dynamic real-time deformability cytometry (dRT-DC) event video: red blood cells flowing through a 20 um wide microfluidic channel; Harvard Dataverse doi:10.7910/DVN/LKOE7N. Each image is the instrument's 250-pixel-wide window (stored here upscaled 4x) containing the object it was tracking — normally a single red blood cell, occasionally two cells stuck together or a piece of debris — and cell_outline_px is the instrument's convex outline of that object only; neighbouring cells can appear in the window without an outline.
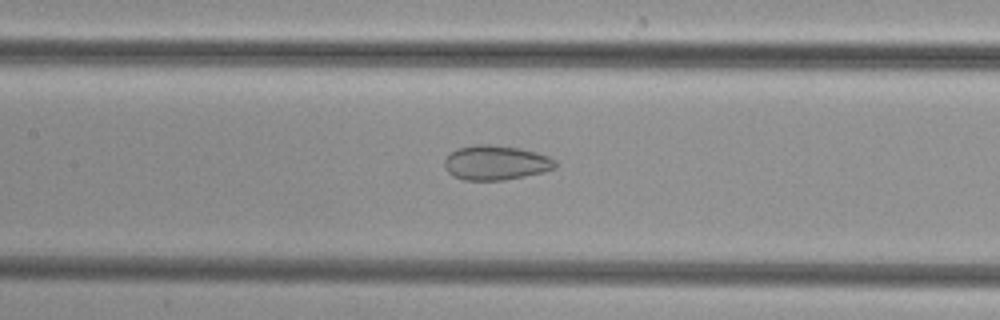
{"species": "common noctule bat (a hibernating species)", "species_latin": "Nyctalus noctula", "temperature_condition": "cold", "stored_images_in_passage": 48, "camera_frame_rate_fps": 3000, "um_per_image_px": 0.085, "animal": {"sex": "female", "body_mass_g": 29.2, "forearm_length_mm": 56.3}, "frame": {"image": 1, "passage_image": 22, "time_ms": 7.0, "image_size_px": [1000, 320], "cell_outline_px": [[556, 168], [544, 172], [504, 180], [464, 180], [448, 172], [444, 168], [444, 160], [452, 152], [460, 148], [476, 144], [488, 144], [520, 148], [536, 152], [548, 156], [556, 160]], "centroid_in_image_um": [42.17, 13.83], "position_along_channel_um": 165.2, "area_um2": 22.25}}
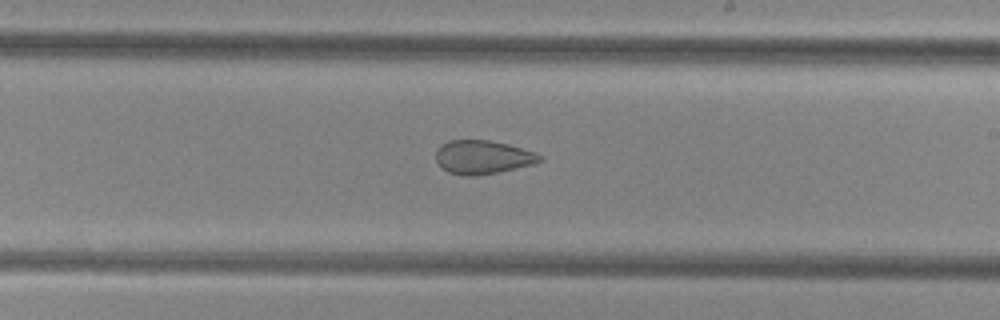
{"frame": {"image": 2, "passage_image": 28, "time_ms": 9.0, "image_size_px": [1000, 320], "cell_outline_px": [[544, 160], [536, 164], [476, 176], [464, 176], [448, 172], [436, 160], [436, 148], [440, 144], [448, 140], [488, 140], [508, 144], [536, 152], [544, 156]], "centroid_in_image_um": [41.06, 13.35], "position_along_channel_um": 247.9, "area_um2": 20.58}}
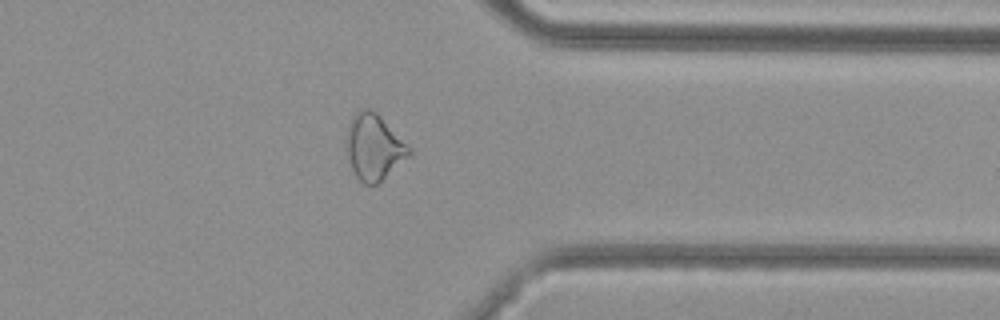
{"frame": {"image": 3, "passage_image": 38, "time_ms": 12.333, "image_size_px": [1000, 320], "cell_outline_px": [[412, 152], [408, 156], [376, 184], [364, 184], [356, 176], [352, 168], [344, 148], [344, 140], [348, 124], [352, 116], [360, 108], [368, 108], [376, 112], [412, 148]], "centroid_in_image_um": [31.73, 12.46], "position_along_channel_um": 379.7, "area_um2": 24.04}}